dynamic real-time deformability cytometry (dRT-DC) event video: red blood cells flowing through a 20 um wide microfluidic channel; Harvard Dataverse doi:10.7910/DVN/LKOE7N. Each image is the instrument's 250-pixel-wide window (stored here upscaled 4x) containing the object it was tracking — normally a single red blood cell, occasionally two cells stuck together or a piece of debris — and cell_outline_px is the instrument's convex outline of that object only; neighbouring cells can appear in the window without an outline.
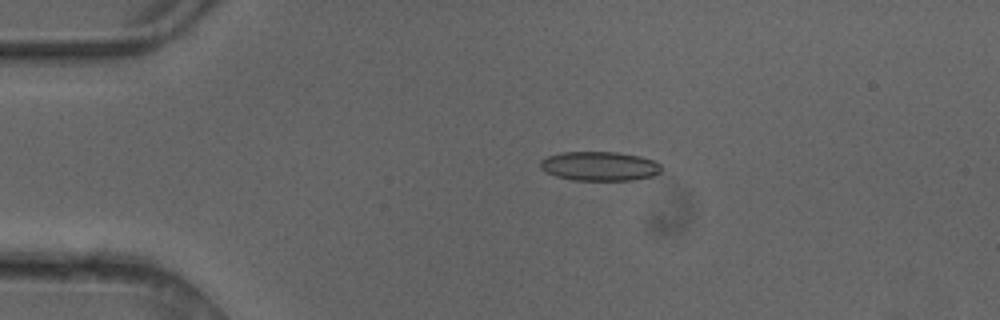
{"species": "common noctule bat (a hibernating species)", "species_latin": "Nyctalus noctula", "temperature_condition": "cold", "stored_images_in_passage": 5, "camera_frame_rate_fps": 3000, "um_per_image_px": 0.085, "animal": {"sex": "female"}, "frame": {"image": 1, "passage_image": 3, "time_ms": 0.667, "image_size_px": [1000, 320], "cell_outline_px": [[660, 172], [652, 176], [632, 180], [572, 180], [556, 176], [540, 168], [540, 160], [548, 156], [564, 152], [616, 152], [640, 156], [656, 160], [660, 164]], "centroid_in_image_um": [50.98, 14.12], "position_along_channel_um": 34.0, "area_um2": 20.58}}
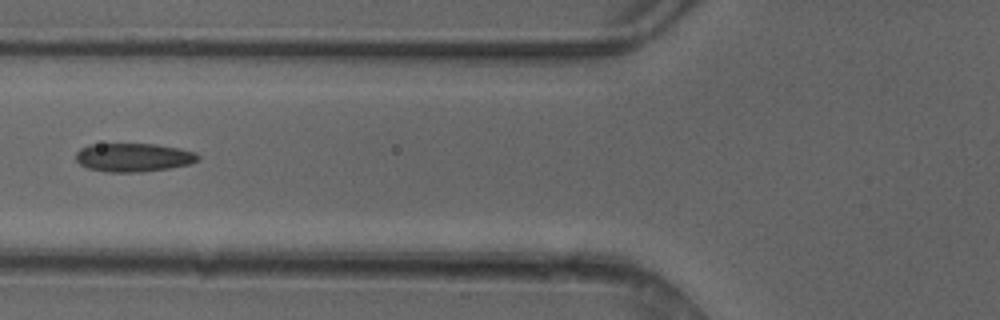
{"frame": {"image": 2, "passage_image": 5, "time_ms": 1.333, "image_size_px": [1000, 320], "cell_outline_px": [[200, 156], [196, 160], [188, 164], [168, 168], [140, 172], [108, 172], [88, 168], [80, 164], [76, 160], [76, 152], [80, 148], [88, 144], [156, 144], [180, 148], [196, 152]], "centroid_in_image_um": [11.32, 13.37], "position_along_channel_um": 114.5, "area_um2": 20.29}}